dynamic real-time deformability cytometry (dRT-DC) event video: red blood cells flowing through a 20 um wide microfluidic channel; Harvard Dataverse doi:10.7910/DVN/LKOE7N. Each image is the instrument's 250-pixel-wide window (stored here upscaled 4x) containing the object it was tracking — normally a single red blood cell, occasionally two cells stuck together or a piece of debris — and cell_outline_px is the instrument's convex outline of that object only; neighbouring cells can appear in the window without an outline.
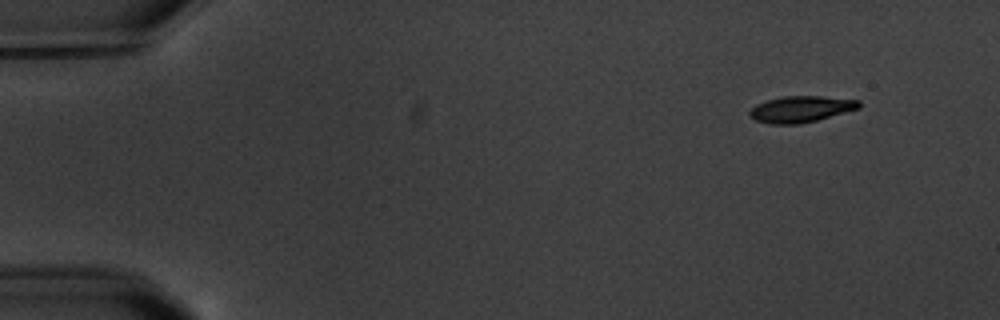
{"species": "common noctule bat (a hibernating species)", "species_latin": "Nyctalus noctula", "temperature_condition": "warm", "stored_images_in_passage": 16, "camera_frame_rate_fps": 3000, "um_per_image_px": 0.085, "animal": {"sex": "male", "body_mass_g": 20.1, "forearm_length_mm": 53.5}, "frame": {"image": 1, "passage_image": 1, "time_ms": 0.0, "image_size_px": [1000, 320], "cell_outline_px": [[860, 108], [816, 120], [800, 124], [768, 124], [756, 120], [748, 116], [748, 112], [756, 104], [768, 100], [784, 96], [820, 96], [860, 100]], "centroid_in_image_um": [68.05, 9.28], "position_along_channel_um": 16.9, "area_um2": 16.7}}
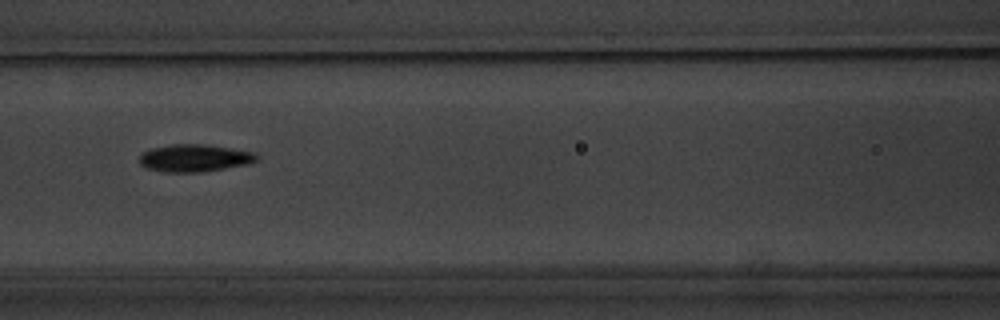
{"frame": {"image": 2, "passage_image": 7, "time_ms": 7.0, "image_size_px": [1000, 320], "cell_outline_px": [[260, 156], [256, 160], [248, 164], [200, 172], [164, 172], [148, 168], [140, 164], [140, 156], [148, 148], [172, 144], [204, 144], [256, 152]], "centroid_in_image_um": [16.54, 13.42], "position_along_channel_um": 150.1, "area_um2": 18.73}}
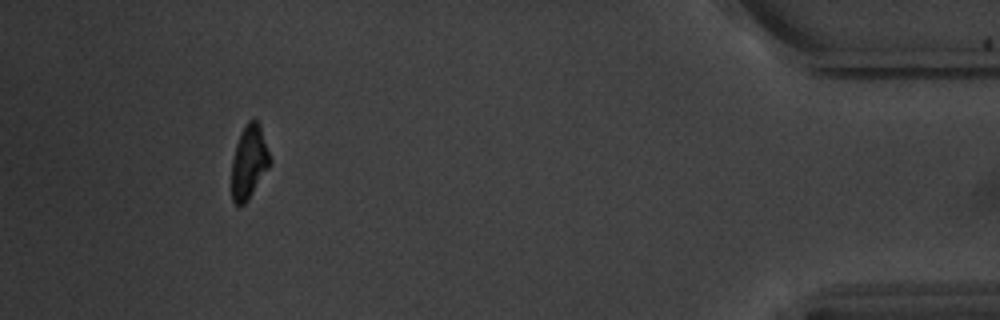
{"frame": {"image": 3, "passage_image": 15, "time_ms": 16.333, "image_size_px": [1000, 320], "cell_outline_px": [[272, 160], [268, 168], [248, 200], [244, 204], [236, 204], [232, 200], [232, 160], [236, 144], [240, 132], [248, 120], [256, 120], [260, 124]], "centroid_in_image_um": [21.17, 13.74], "position_along_channel_um": 414.0, "area_um2": 16.36}, "authors_computed_cell_mechanics": {"area_um2": 17.6579, "velocity_mm_per_s": 3.4556, "shape_relaxation_time_tau1_ms": 2.3428, "shape_relaxation_time_tau2_ms": null, "deformation_change_tau1": 0.1192, "deformation_change_tau2": null}}